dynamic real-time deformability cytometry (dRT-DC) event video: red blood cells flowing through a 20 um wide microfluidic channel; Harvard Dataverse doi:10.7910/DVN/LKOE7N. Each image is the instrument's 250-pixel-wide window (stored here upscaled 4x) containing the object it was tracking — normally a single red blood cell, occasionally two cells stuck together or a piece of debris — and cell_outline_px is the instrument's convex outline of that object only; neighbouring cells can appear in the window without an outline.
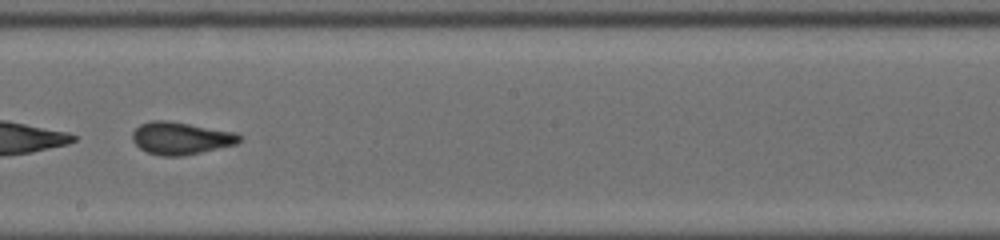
{"species": "common noctule bat (a hibernating species)", "species_latin": "Nyctalus noctula", "temperature_condition": "cold", "stored_images_in_passage": 38, "camera_frame_rate_fps": 3000, "um_per_image_px": 0.085, "animal": {"sex": "male", "body_mass_g": 19.0, "forearm_length_mm": 50.8}, "frame": {"image": 1, "passage_image": 17, "time_ms": 5.333, "image_size_px": [1000, 240], "cell_outline_px": [[244, 136], [236, 144], [200, 152], [180, 156], [160, 156], [148, 152], [140, 148], [132, 140], [132, 132], [140, 124], [152, 120], [168, 120], [236, 132]], "centroid_in_image_um": [15.37, 11.73], "position_along_channel_um": 232.8, "area_um2": 20.23}, "authors_computed_cell_mechanics": {"area_um2": 20.3456, "velocity_mm_per_s": 3.9199, "shape_relaxation_time_tau1_ms": 8.9935, "shape_relaxation_time_tau2_ms": 0.9796, "deformation_change_tau1": 0.1923, "deformation_change_tau2": 0.0504}}